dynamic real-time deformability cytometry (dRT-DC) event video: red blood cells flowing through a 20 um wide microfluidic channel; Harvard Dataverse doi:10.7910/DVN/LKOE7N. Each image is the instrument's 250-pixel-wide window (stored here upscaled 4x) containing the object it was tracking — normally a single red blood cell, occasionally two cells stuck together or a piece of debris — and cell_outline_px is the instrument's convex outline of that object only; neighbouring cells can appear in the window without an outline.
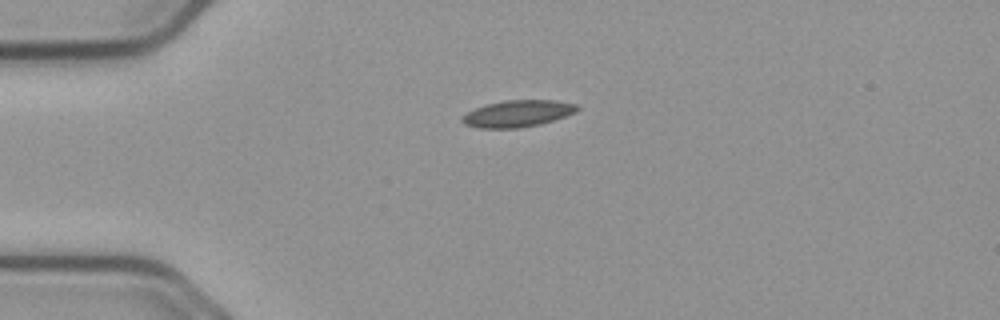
{"species": "common noctule bat (a hibernating species)", "species_latin": "Nyctalus noctula", "temperature_condition": "cold", "stored_images_in_passage": 43, "camera_frame_rate_fps": 3000, "um_per_image_px": 0.085, "animal": {"sex": "male", "body_mass_g": 23.1, "forearm_length_mm": 52.7}, "frame": {"image": 1, "passage_image": 1, "time_ms": 0.0, "image_size_px": [1000, 320], "cell_outline_px": [[580, 108], [576, 112], [540, 124], [516, 128], [480, 128], [464, 124], [460, 120], [460, 116], [484, 104], [504, 100], [556, 100], [576, 104]], "centroid_in_image_um": [43.97, 9.64], "position_along_channel_um": 41.0, "area_um2": 17.92}}
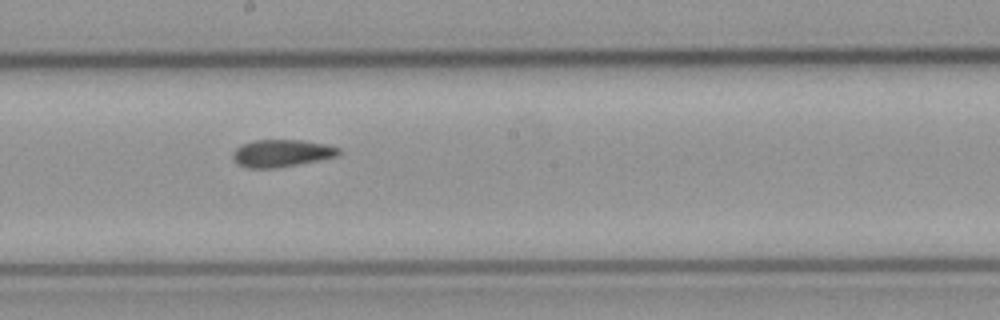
{"frame": {"image": 2, "passage_image": 18, "time_ms": 5.667, "image_size_px": [1000, 320], "cell_outline_px": [[340, 156], [320, 160], [276, 168], [248, 168], [236, 164], [232, 160], [232, 152], [236, 148], [244, 144], [256, 140], [304, 140], [328, 144], [340, 148]], "centroid_in_image_um": [23.96, 13.03], "position_along_channel_um": 224.2, "area_um2": 17.11}}
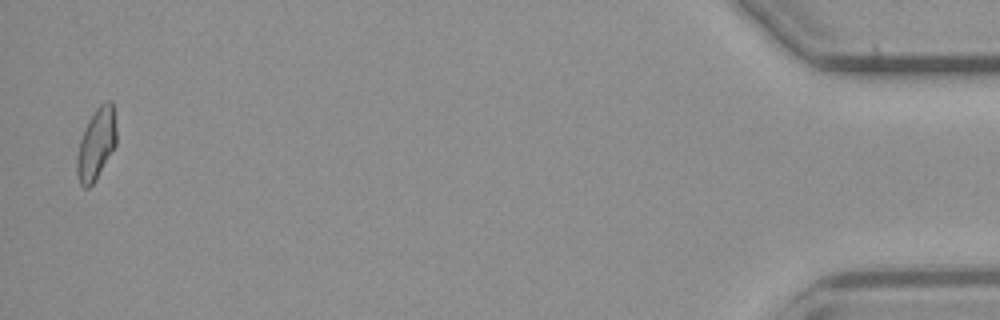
{"frame": {"image": 3, "passage_image": 42, "time_ms": 13.667, "image_size_px": [1000, 320], "cell_outline_px": [[116, 144], [96, 180], [88, 188], [84, 188], [80, 184], [76, 172], [76, 156], [80, 140], [84, 128], [88, 120], [96, 108], [104, 100], [112, 100], [116, 128]], "centroid_in_image_um": [8.17, 12.23], "position_along_channel_um": 427.0, "area_um2": 16.59}, "authors_computed_cell_mechanics": {"area_um2": 16.762, "velocity_mm_per_s": 3.7131, "shape_relaxation_time_tau1_ms": null, "shape_relaxation_time_tau2_ms": 6.987, "deformation_change_tau1": null, "deformation_change_tau2": 0.1383}}